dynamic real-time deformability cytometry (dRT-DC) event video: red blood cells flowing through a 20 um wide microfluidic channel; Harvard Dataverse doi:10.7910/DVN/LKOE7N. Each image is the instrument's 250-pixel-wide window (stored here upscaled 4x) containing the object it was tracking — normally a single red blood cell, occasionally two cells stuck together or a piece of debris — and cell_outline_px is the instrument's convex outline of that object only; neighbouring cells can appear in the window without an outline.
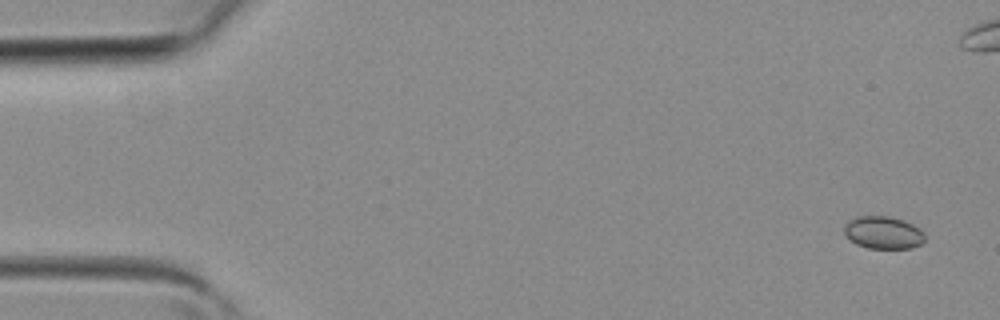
{"species": "common noctule bat (a hibernating species)", "species_latin": "Nyctalus noctula", "temperature_condition": "room temperature", "stored_images_in_passage": 8, "camera_frame_rate_fps": 3000, "um_per_image_px": 0.085, "animal": {"sex": "female", "body_mass_g": 19.3, "forearm_length_mm": 54.1}, "frame": {"image": 1, "passage_image": 1, "time_ms": 0.0, "image_size_px": [1000, 320], "cell_outline_px": [[924, 240], [920, 244], [912, 248], [868, 248], [856, 244], [844, 232], [844, 224], [848, 220], [856, 216], [888, 216], [904, 220], [920, 228], [924, 232]], "centroid_in_image_um": [75.08, 19.75], "position_along_channel_um": 9.9, "area_um2": 15.32}}
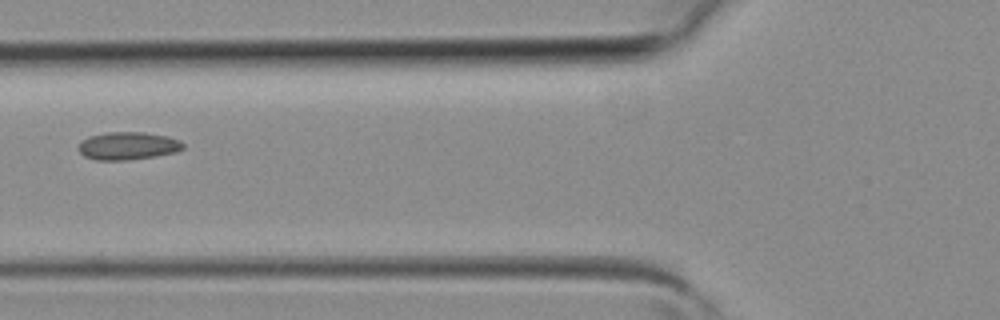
{"frame": {"image": 2, "passage_image": 8, "time_ms": 2.333, "image_size_px": [1000, 320], "cell_outline_px": [[184, 148], [176, 152], [156, 156], [128, 160], [96, 160], [84, 156], [76, 148], [80, 140], [88, 136], [108, 132], [144, 132], [168, 136], [180, 140], [184, 144]], "centroid_in_image_um": [10.85, 12.39], "position_along_channel_um": 115.0, "area_um2": 17.22}}